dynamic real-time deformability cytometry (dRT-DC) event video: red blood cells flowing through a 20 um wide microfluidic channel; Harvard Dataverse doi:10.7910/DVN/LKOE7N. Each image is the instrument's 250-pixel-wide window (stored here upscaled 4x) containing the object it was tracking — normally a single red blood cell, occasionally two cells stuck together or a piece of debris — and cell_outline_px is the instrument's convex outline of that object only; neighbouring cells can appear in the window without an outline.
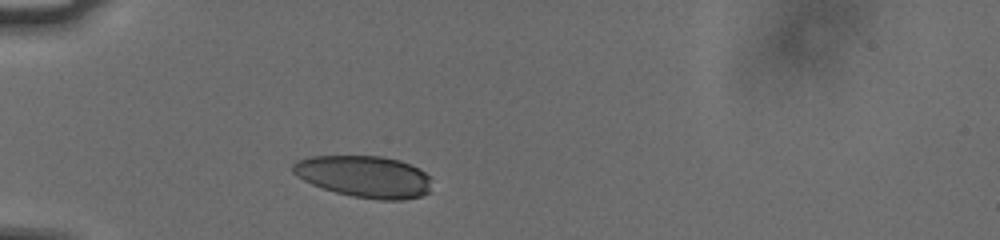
{"species": "human", "species_latin": "Homo sapiens", "temperature_condition": "cold", "stored_images_in_passage": 33, "camera_frame_rate_fps": 3000, "um_per_image_px": 0.085, "donor": {"sex": "male"}, "frame": {"image": 1, "passage_image": 2, "time_ms": 0.333, "image_size_px": [1000, 240], "cell_outline_px": [[432, 192], [420, 196], [404, 200], [380, 200], [352, 196], [336, 192], [312, 184], [296, 176], [292, 172], [292, 164], [296, 160], [312, 156], [380, 156], [400, 160], [420, 168], [428, 176]], "centroid_in_image_um": [30.98, 15.01], "position_along_channel_um": 54.0, "area_um2": 33.93}}
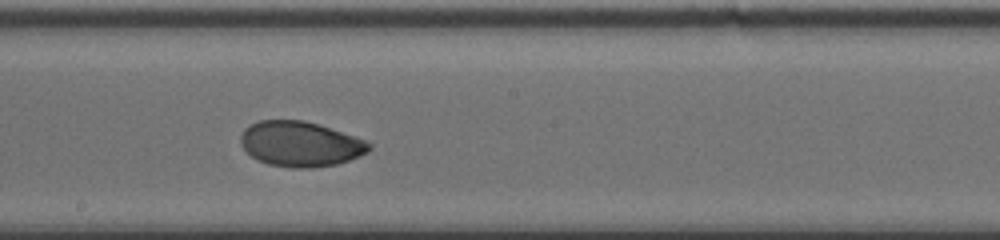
{"frame": {"image": 2, "passage_image": 17, "time_ms": 5.333, "image_size_px": [1000, 240], "cell_outline_px": [[372, 148], [368, 152], [360, 156], [336, 164], [312, 168], [292, 168], [268, 164], [252, 156], [240, 144], [240, 136], [244, 128], [260, 120], [304, 120], [320, 124], [364, 140], [372, 144]], "centroid_in_image_um": [25.53, 12.23], "position_along_channel_um": 222.7, "area_um2": 33.76}}
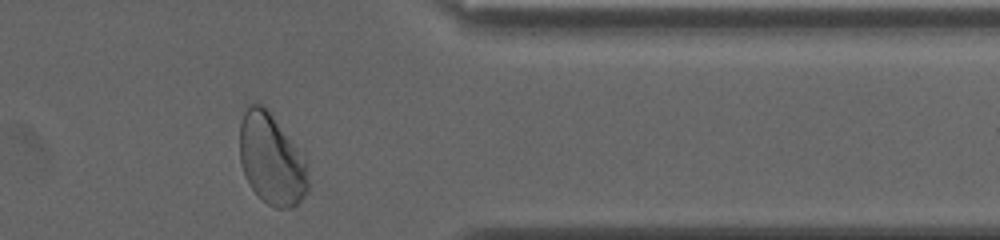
{"frame": {"image": 3, "passage_image": 31, "time_ms": 10.0, "image_size_px": [1000, 240], "cell_outline_px": [[308, 192], [292, 208], [276, 208], [268, 204], [252, 188], [244, 176], [240, 164], [240, 124], [244, 112], [248, 104], [260, 104], [272, 116], [308, 164]], "centroid_in_image_um": [23.06, 13.58], "position_along_channel_um": 388.3, "area_um2": 35.66}, "authors_computed_cell_mechanics": {"area_um2": 33.7552, "velocity_mm_per_s": 3.7509, "shape_relaxation_time_tau1_ms": 4.7693, "shape_relaxation_time_tau2_ms": 1.4023, "deformation_change_tau1": 0.142, "deformation_change_tau2": 0.0404}}